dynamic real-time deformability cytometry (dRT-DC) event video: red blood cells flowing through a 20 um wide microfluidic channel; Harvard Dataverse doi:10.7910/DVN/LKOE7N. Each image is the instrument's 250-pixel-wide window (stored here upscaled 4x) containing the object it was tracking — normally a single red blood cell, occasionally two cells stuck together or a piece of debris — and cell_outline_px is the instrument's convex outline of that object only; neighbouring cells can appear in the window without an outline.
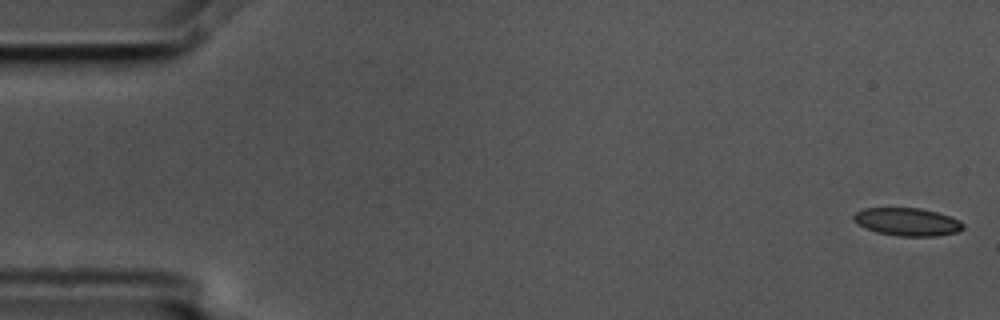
{"species": "common noctule bat (a hibernating species)", "species_latin": "Nyctalus noctula", "temperature_condition": "cold", "stored_images_in_passage": 6, "camera_frame_rate_fps": 3000, "um_per_image_px": 0.085, "animal": {"sex": "male", "body_mass_g": 17.5, "forearm_length_mm": 52.3}, "frame": {"image": 1, "passage_image": 1, "time_ms": 0.0, "image_size_px": [1000, 320], "cell_outline_px": [[964, 228], [956, 232], [936, 236], [900, 236], [876, 232], [852, 220], [852, 216], [856, 212], [864, 208], [920, 208], [936, 212], [960, 220], [964, 224]], "centroid_in_image_um": [77.12, 18.85], "position_along_channel_um": 7.9, "area_um2": 17.63}}